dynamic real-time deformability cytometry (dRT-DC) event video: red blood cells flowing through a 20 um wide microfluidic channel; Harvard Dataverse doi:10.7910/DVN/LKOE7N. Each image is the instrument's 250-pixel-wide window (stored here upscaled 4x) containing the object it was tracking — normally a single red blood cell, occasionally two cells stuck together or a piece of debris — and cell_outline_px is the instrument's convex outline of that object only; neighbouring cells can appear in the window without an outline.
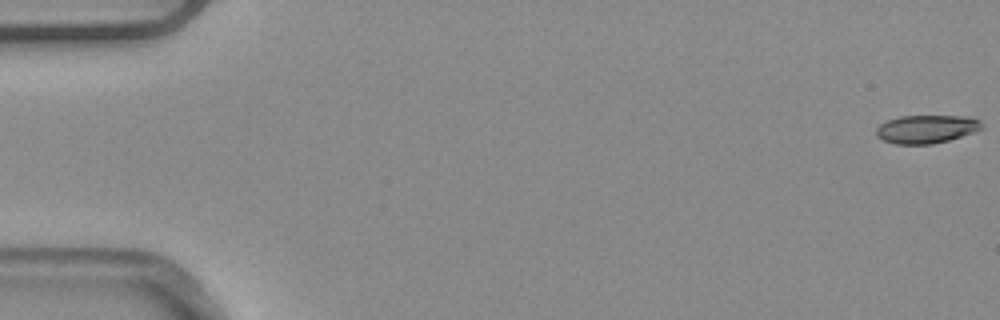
{"species": "common noctule bat (a hibernating species)", "species_latin": "Nyctalus noctula", "temperature_condition": "warm", "stored_images_in_passage": 5, "camera_frame_rate_fps": 3000, "um_per_image_px": 0.085, "animal": {"sex": "male", "body_mass_g": 20.4}, "frame": {"image": 1, "passage_image": 1, "time_ms": 0.0, "image_size_px": [1000, 320], "cell_outline_px": [[984, 128], [976, 132], [948, 140], [932, 144], [896, 144], [884, 140], [876, 136], [876, 128], [880, 124], [888, 120], [900, 116], [972, 116], [980, 120], [984, 124]], "centroid_in_image_um": [78.8, 10.96], "position_along_channel_um": 6.2, "area_um2": 17.57}}
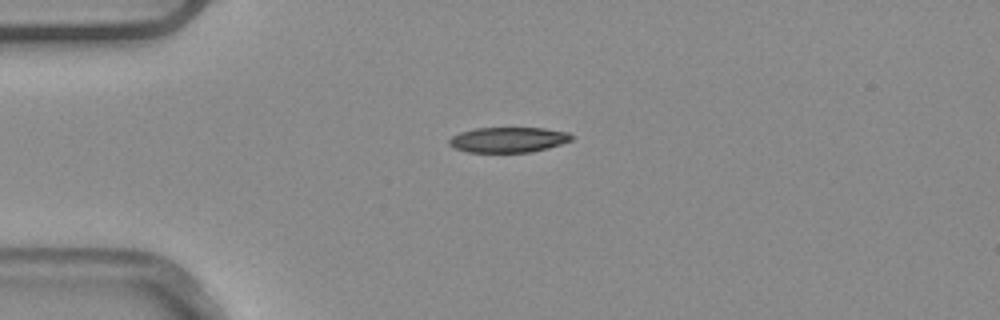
{"frame": {"image": 2, "passage_image": 4, "time_ms": 1.0, "image_size_px": [1000, 320], "cell_outline_px": [[572, 140], [548, 148], [532, 152], [468, 152], [456, 148], [448, 144], [448, 140], [452, 136], [460, 132], [476, 128], [544, 128], [568, 132], [572, 136]], "centroid_in_image_um": [43.2, 11.88], "position_along_channel_um": 41.8, "area_um2": 17.98}}